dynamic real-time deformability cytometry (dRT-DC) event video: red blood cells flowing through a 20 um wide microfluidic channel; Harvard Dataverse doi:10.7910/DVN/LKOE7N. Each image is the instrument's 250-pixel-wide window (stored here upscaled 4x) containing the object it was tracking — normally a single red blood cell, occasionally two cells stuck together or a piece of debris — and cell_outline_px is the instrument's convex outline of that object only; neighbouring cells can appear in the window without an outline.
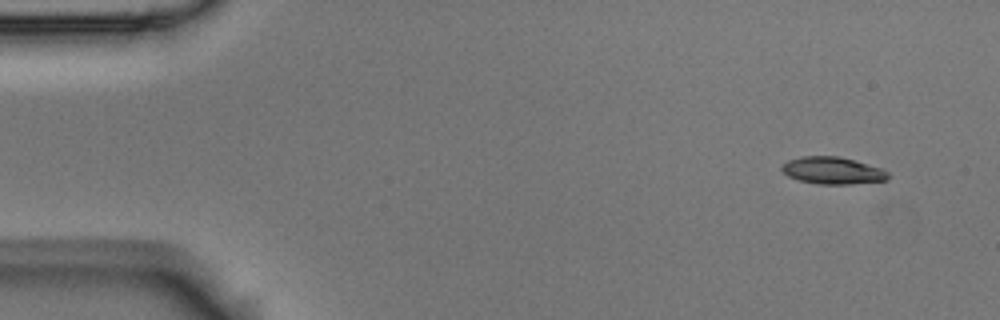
{"species": "Egyptian fruit bat (a non-hibernating species)", "species_latin": "Rousettus aegyptiacus", "temperature_condition": "room temperature", "stored_images_in_passage": 5, "camera_frame_rate_fps": 3000, "um_per_image_px": 0.085, "animal": {"sex": "male"}, "frame": {"image": 1, "passage_image": 1, "time_ms": 0.0, "image_size_px": [1000, 320], "cell_outline_px": [[888, 180], [848, 184], [816, 184], [800, 180], [788, 176], [780, 168], [780, 164], [788, 160], [800, 156], [836, 156], [884, 168], [888, 172]], "centroid_in_image_um": [70.75, 14.49], "position_along_channel_um": 14.3, "area_um2": 16.82}}
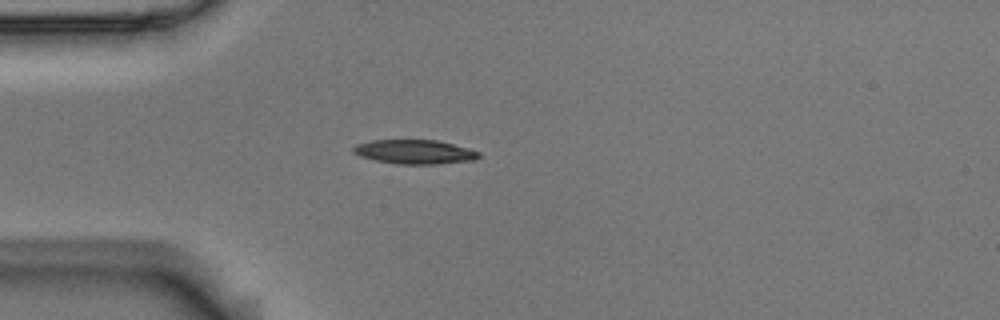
{"frame": {"image": 2, "passage_image": 4, "time_ms": 1.0, "image_size_px": [1000, 320], "cell_outline_px": [[480, 156], [472, 160], [436, 164], [400, 164], [376, 160], [360, 156], [352, 152], [352, 148], [356, 144], [372, 140], [436, 140], [468, 148], [480, 152]], "centroid_in_image_um": [35.22, 12.9], "position_along_channel_um": 49.8, "area_um2": 17.51}}